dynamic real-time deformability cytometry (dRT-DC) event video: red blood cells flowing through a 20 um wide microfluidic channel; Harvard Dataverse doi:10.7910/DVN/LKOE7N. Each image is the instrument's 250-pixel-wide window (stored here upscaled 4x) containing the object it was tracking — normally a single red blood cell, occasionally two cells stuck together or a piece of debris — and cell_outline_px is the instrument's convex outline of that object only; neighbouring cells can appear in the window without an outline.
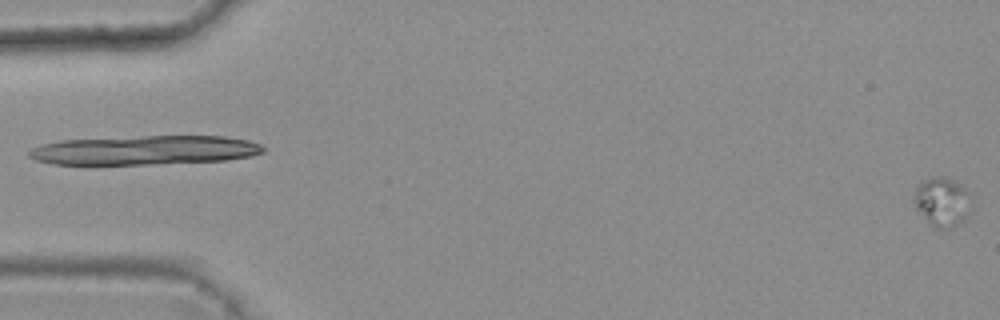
{"species": "common noctule bat (a hibernating species)", "species_latin": "Nyctalus noctula", "temperature_condition": "warm", "stored_images_in_passage": 5, "segment_of_instrument_passage": [2, 2], "camera_frame_rate_fps": 3000, "um_per_image_px": 0.085, "animal": {"sex": "female", "body_mass_g": 25.1}, "frame": {"image": 1, "passage_image": 5, "time_ms": 1.333, "image_size_px": [1000, 320], "cell_outline_px": [[968, 212], [952, 228], [936, 228], [912, 208], [916, 188], [924, 180], [936, 176], [940, 176], [952, 180], [968, 188]], "centroid_in_image_um": [80.01, 17.14], "position_along_channel_um": 5.0, "area_um2": 16.01}}